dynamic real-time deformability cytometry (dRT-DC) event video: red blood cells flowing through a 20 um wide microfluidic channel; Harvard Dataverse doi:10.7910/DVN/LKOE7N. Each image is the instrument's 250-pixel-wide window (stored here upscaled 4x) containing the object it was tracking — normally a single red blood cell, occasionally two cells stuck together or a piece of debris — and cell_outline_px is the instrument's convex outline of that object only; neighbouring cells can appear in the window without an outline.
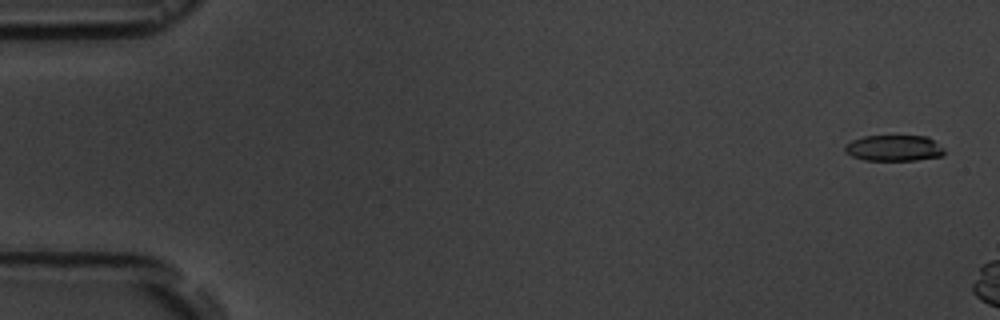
{"species": "common noctule bat (a hibernating species)", "species_latin": "Nyctalus noctula", "temperature_condition": "room temperature", "stored_images_in_passage": 3, "camera_frame_rate_fps": 3000, "um_per_image_px": 0.085, "animal": {"sex": "male", "body_mass_g": 19.5, "forearm_length_mm": 54.6}, "frame": {"image": 1, "passage_image": 1, "time_ms": 0.0, "image_size_px": [1000, 320], "cell_outline_px": [[944, 156], [916, 160], [864, 160], [852, 156], [844, 152], [844, 148], [852, 140], [864, 136], [928, 136], [944, 148]], "centroid_in_image_um": [76.01, 12.59], "position_along_channel_um": 9.0, "area_um2": 15.09}}